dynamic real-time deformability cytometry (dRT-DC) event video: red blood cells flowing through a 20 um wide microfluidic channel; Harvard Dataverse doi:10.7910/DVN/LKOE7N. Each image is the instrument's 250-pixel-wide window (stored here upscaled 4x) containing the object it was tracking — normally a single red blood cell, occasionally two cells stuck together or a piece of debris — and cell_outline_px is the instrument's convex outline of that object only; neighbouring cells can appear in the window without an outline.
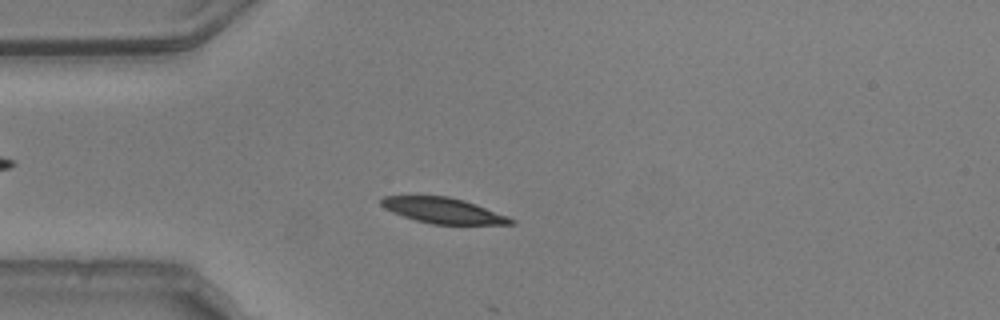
{"species": "common noctule bat (a hibernating species)", "species_latin": "Nyctalus noctula", "temperature_condition": "warm", "stored_images_in_passage": 15, "camera_frame_rate_fps": 3000, "um_per_image_px": 0.085, "animal": {"sex": "male", "body_mass_g": 20.5, "forearm_length_mm": 52.5}, "frame": {"image": 1, "passage_image": 12, "time_ms": 3.667, "image_size_px": [1000, 320], "cell_outline_px": [[516, 224], [432, 224], [416, 220], [404, 216], [384, 208], [380, 204], [380, 200], [384, 196], [448, 196], [464, 200], [476, 204], [508, 216], [516, 220]], "centroid_in_image_um": [37.7, 17.89], "position_along_channel_um": 47.3, "area_um2": 19.19}}